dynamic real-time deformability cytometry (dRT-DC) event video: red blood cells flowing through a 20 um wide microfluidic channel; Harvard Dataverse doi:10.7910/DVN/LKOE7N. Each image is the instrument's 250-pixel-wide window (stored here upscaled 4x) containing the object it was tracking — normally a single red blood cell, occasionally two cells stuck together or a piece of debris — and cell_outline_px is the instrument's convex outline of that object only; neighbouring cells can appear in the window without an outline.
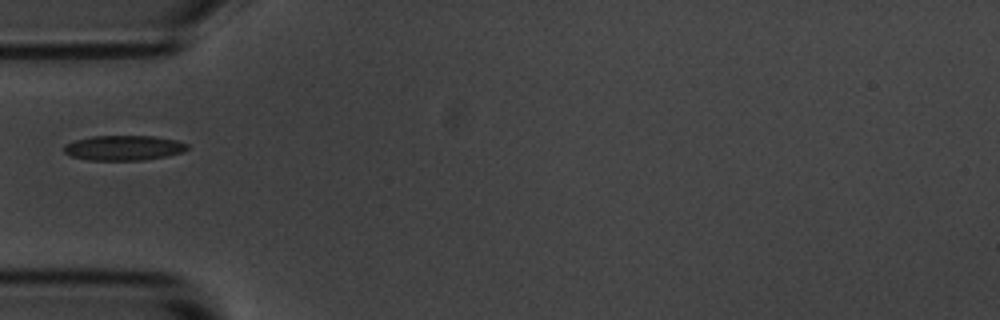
{"species": "common noctule bat (a hibernating species)", "species_latin": "Nyctalus noctula", "temperature_condition": "room temperature", "stored_images_in_passage": 1, "camera_frame_rate_fps": 3000, "um_per_image_px": 0.085, "animal": {"sex": "male", "body_mass_g": 20.1, "forearm_length_mm": 53.5}, "frame": {"image": 1, "passage_image": 1, "time_ms": 0.0, "image_size_px": [1000, 320], "cell_outline_px": [[188, 148], [184, 152], [168, 156], [144, 160], [88, 160], [72, 156], [64, 152], [64, 144], [76, 140], [92, 136], [152, 136], [176, 140], [188, 144]], "centroid_in_image_um": [10.53, 12.57], "position_along_channel_um": 74.5, "area_um2": 17.98}}